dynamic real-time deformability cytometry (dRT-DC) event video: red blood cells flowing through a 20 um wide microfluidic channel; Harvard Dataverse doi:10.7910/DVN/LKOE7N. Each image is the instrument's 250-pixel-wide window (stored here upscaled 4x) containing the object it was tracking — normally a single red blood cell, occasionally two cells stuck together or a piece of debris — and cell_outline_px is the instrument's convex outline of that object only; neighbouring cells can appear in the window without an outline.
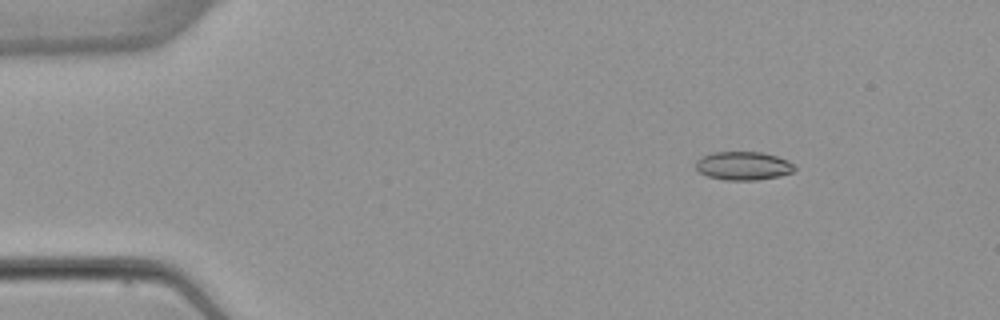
{"species": "common noctule bat (a hibernating species)", "species_latin": "Nyctalus noctula", "temperature_condition": "warm", "stored_images_in_passage": 4, "camera_frame_rate_fps": 3000, "um_per_image_px": 0.085, "animal": {"sex": "female", "body_mass_g": 22.7, "forearm_length_mm": 54.2}, "frame": {"image": 1, "passage_image": 2, "time_ms": 1.333, "image_size_px": [1000, 320], "cell_outline_px": [[796, 168], [792, 172], [780, 176], [756, 180], [724, 180], [708, 176], [700, 172], [696, 168], [696, 160], [700, 156], [712, 152], [764, 152], [788, 160], [796, 164]], "centroid_in_image_um": [63.19, 14.09], "position_along_channel_um": 21.8, "area_um2": 16.59}}